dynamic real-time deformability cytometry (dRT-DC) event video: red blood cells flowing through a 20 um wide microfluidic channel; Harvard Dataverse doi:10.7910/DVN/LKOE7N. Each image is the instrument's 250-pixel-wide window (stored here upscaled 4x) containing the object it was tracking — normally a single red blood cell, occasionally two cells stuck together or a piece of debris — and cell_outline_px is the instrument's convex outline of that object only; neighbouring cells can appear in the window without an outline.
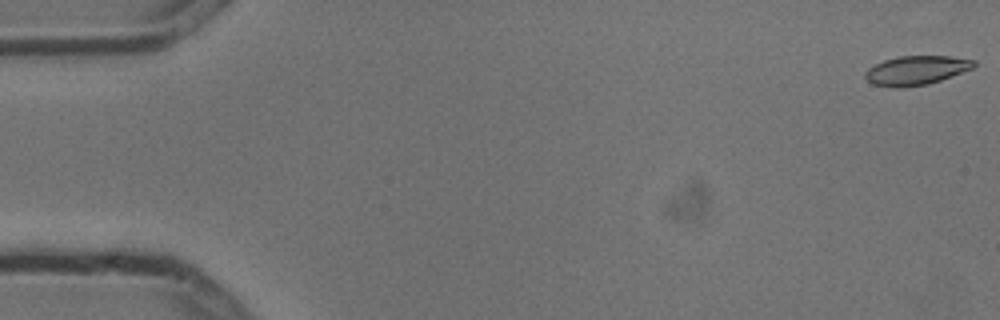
{"species": "common noctule bat (a hibernating species)", "species_latin": "Nyctalus noctula", "temperature_condition": "cold", "stored_images_in_passage": 7, "camera_frame_rate_fps": 3000, "um_per_image_px": 0.085, "animal": {"sex": "male", "body_mass_g": 13.3}, "frame": {"image": 1, "passage_image": 1, "time_ms": 0.0, "image_size_px": [1000, 320], "cell_outline_px": [[976, 64], [972, 68], [940, 80], [928, 84], [904, 88], [892, 88], [872, 84], [864, 76], [864, 72], [868, 68], [884, 60], [900, 56], [948, 56], [976, 60]], "centroid_in_image_um": [77.84, 5.99], "position_along_channel_um": 7.2, "area_um2": 18.44}}
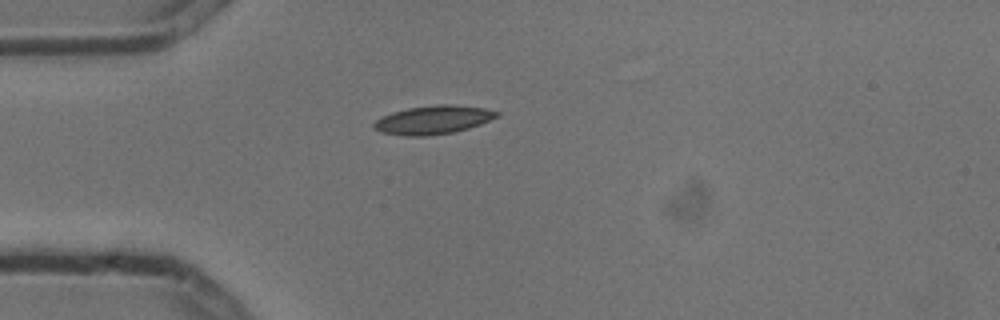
{"frame": {"image": 2, "passage_image": 5, "time_ms": 1.333, "image_size_px": [1000, 320], "cell_outline_px": [[500, 116], [480, 124], [468, 128], [452, 132], [424, 136], [408, 136], [380, 132], [372, 128], [372, 124], [376, 120], [392, 112], [408, 108], [440, 104], [452, 104], [484, 108], [500, 112]], "centroid_in_image_um": [36.82, 10.18], "position_along_channel_um": 48.2, "area_um2": 20.35}}